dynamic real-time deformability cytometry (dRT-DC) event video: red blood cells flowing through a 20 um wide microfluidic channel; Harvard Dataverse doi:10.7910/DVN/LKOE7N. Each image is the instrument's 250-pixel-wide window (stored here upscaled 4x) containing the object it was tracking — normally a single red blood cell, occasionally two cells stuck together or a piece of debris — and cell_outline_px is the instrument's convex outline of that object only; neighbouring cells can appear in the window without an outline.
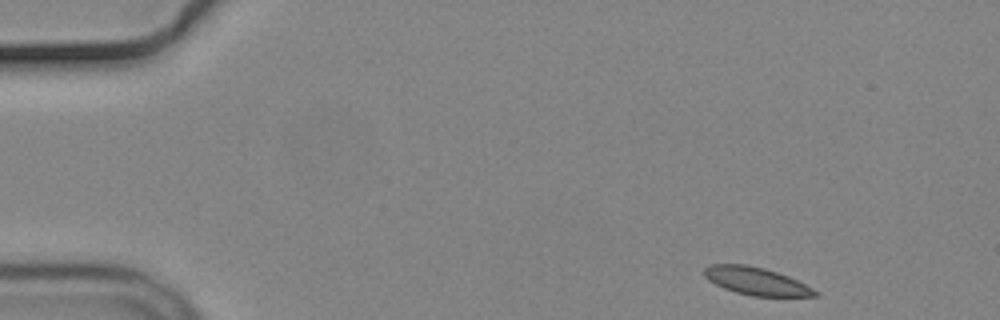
{"species": "common noctule bat (a hibernating species)", "species_latin": "Nyctalus noctula", "temperature_condition": "cold", "stored_images_in_passage": 50, "camera_frame_rate_fps": 3000, "um_per_image_px": 0.085, "animal": {"sex": "male", "body_mass_g": 19.2, "forearm_length_mm": 51.8}, "frame": {"image": 1, "passage_image": 1, "time_ms": 0.0, "image_size_px": [1000, 320], "cell_outline_px": [[820, 296], [752, 296], [736, 292], [724, 288], [708, 280], [704, 276], [704, 268], [708, 264], [744, 264], [764, 268], [788, 276], [820, 292]], "centroid_in_image_um": [64.27, 23.89], "position_along_channel_um": 20.7, "area_um2": 17.8}}
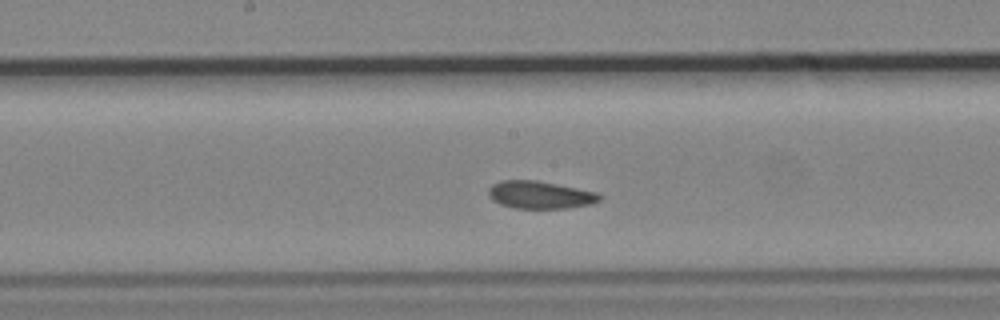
{"frame": {"image": 2, "passage_image": 24, "time_ms": 7.667, "image_size_px": [1000, 320], "cell_outline_px": [[600, 200], [592, 204], [568, 208], [512, 208], [500, 204], [492, 200], [488, 192], [488, 188], [492, 184], [500, 180], [536, 180], [596, 192], [600, 196]], "centroid_in_image_um": [45.86, 16.56], "position_along_channel_um": 202.3, "area_um2": 17.8}}
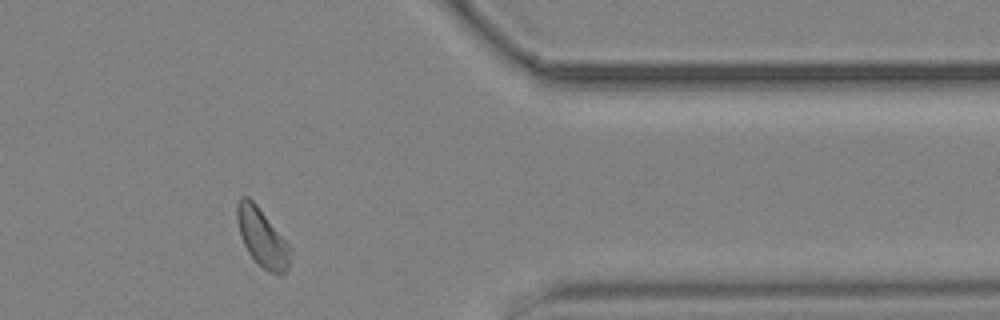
{"frame": {"image": 3, "passage_image": 41, "time_ms": 13.333, "image_size_px": [1000, 320], "cell_outline_px": [[292, 248], [288, 268], [280, 276], [276, 276], [268, 272], [248, 252], [240, 236], [236, 220], [236, 204], [240, 196], [248, 196], [256, 204]], "centroid_in_image_um": [22.27, 20.19], "position_along_channel_um": 389.1, "area_um2": 18.09}}